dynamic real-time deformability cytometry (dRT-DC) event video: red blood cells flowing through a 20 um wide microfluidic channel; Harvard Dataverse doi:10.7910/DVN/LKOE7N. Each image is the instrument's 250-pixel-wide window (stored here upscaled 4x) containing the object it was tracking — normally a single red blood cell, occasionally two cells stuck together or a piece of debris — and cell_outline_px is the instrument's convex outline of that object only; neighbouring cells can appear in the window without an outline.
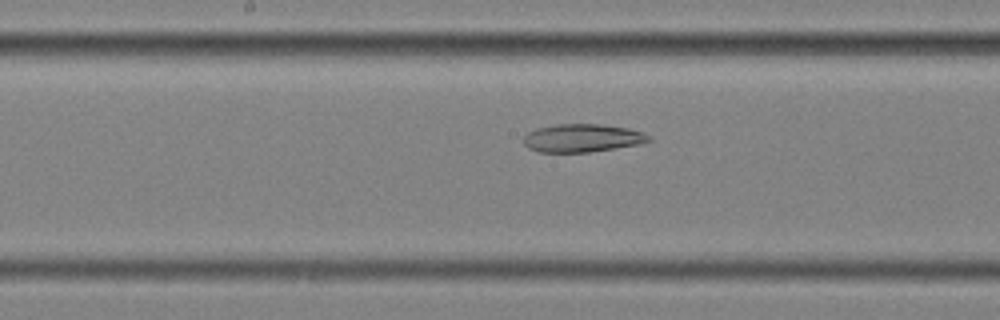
{"species": "common noctule bat (a hibernating species)", "species_latin": "Nyctalus noctula", "temperature_condition": "cold", "stored_images_in_passage": 50, "camera_frame_rate_fps": 3000, "um_per_image_px": 0.085, "animal": {"sex": "female", "body_mass_g": 25.1}, "frame": {"image": 1, "passage_image": 22, "time_ms": 7.0, "image_size_px": [1000, 320], "cell_outline_px": [[652, 140], [644, 144], [588, 152], [540, 152], [528, 148], [524, 144], [524, 136], [528, 132], [536, 128], [556, 124], [600, 124], [628, 128], [644, 132]], "centroid_in_image_um": [49.52, 11.73], "position_along_channel_um": 198.7, "area_um2": 20.63}}
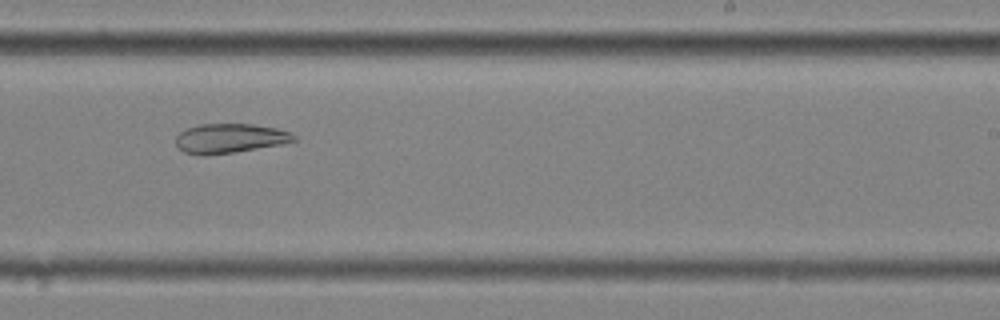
{"frame": {"image": 2, "passage_image": 28, "time_ms": 9.0, "image_size_px": [1000, 320], "cell_outline_px": [[296, 140], [280, 144], [232, 152], [204, 156], [184, 152], [176, 144], [176, 136], [184, 128], [200, 124], [252, 124], [276, 128], [292, 132], [296, 136]], "centroid_in_image_um": [19.51, 11.75], "position_along_channel_um": 269.5, "area_um2": 20.17}}
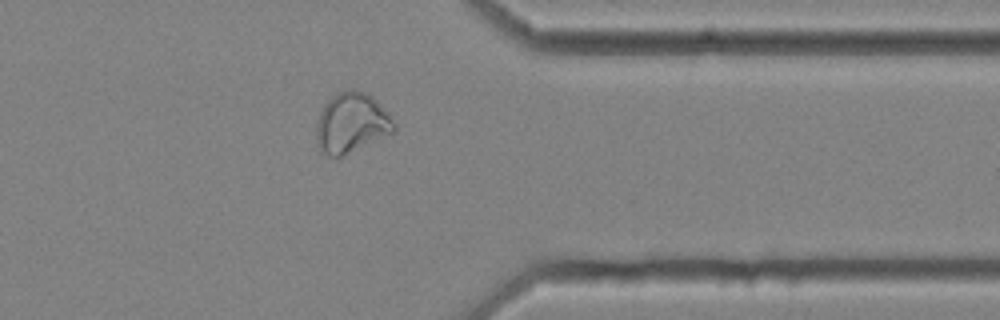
{"frame": {"image": 3, "passage_image": 38, "time_ms": 12.333, "image_size_px": [1000, 320], "cell_outline_px": [[396, 128], [392, 132], [340, 156], [328, 156], [320, 152], [316, 144], [316, 120], [324, 104], [336, 92], [348, 88], [356, 88], [368, 92], [388, 112], [396, 124]], "centroid_in_image_um": [29.83, 10.39], "position_along_channel_um": 381.6, "area_um2": 27.34}}